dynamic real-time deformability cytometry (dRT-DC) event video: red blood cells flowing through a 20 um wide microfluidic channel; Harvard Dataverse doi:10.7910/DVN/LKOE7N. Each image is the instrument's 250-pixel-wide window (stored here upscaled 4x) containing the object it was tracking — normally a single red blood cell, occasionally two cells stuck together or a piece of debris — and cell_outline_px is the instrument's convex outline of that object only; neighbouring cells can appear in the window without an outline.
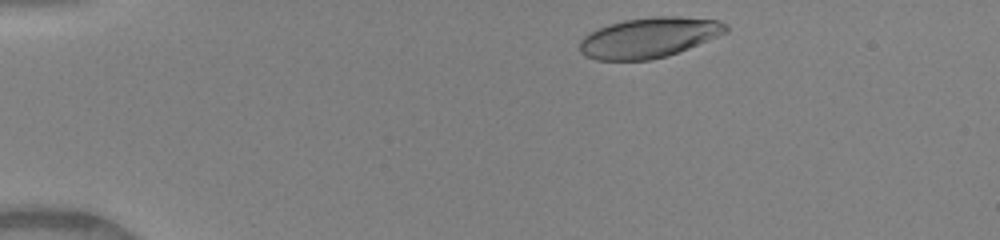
{"species": "human", "species_latin": "Homo sapiens", "temperature_condition": "warm", "stored_images_in_passage": 42, "camera_frame_rate_fps": 3000, "um_per_image_px": 0.085, "donor": {"sex": "female"}, "frame": {"image": 1, "passage_image": 2, "time_ms": 0.333, "image_size_px": [1000, 240], "cell_outline_px": [[728, 32], [668, 56], [652, 60], [596, 60], [584, 56], [580, 52], [580, 40], [584, 36], [608, 24], [624, 20], [656, 16], [676, 16], [720, 20], [728, 24]], "centroid_in_image_um": [55.18, 3.2], "position_along_channel_um": 29.8, "area_um2": 34.33}}
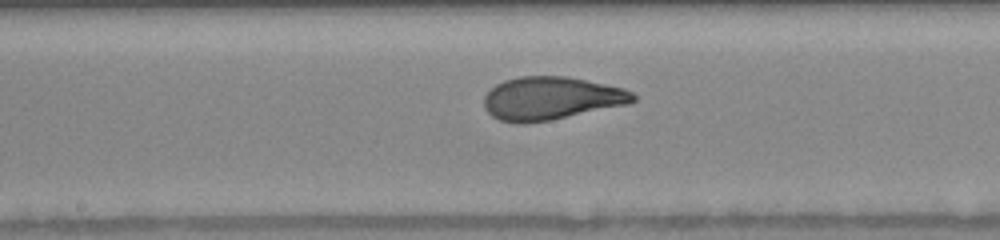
{"frame": {"image": 2, "passage_image": 20, "time_ms": 6.333, "image_size_px": [1000, 240], "cell_outline_px": [[636, 100], [628, 104], [528, 124], [516, 124], [500, 120], [492, 116], [484, 108], [484, 96], [496, 84], [504, 80], [520, 76], [564, 76], [624, 88], [632, 92], [636, 96]], "centroid_in_image_um": [46.81, 8.36], "position_along_channel_um": 201.4, "area_um2": 37.22}}
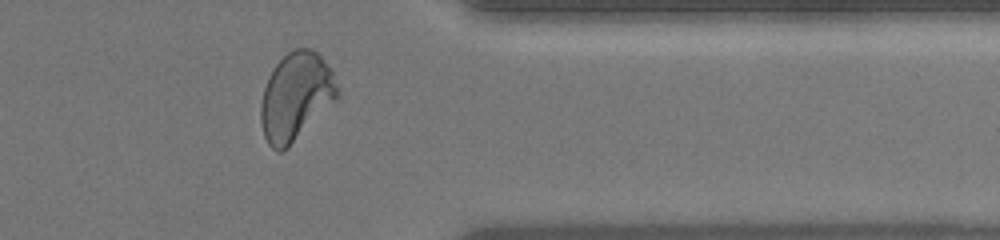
{"frame": {"image": 3, "passage_image": 34, "time_ms": 11.0, "image_size_px": [1000, 240], "cell_outline_px": [[340, 96], [288, 148], [280, 152], [276, 152], [268, 144], [264, 136], [260, 124], [260, 104], [264, 88], [268, 76], [272, 68], [292, 48], [312, 48], [320, 56], [332, 72], [340, 92]], "centroid_in_image_um": [25.13, 8.22], "position_along_channel_um": 386.3, "area_um2": 39.42}, "authors_computed_cell_mechanics": {"area_um2": 37.0209, "velocity_mm_per_s": 4.1049, "shape_relaxation_time_tau1_ms": 4.1743, "shape_relaxation_time_tau2_ms": 0.7788, "deformation_change_tau1": 0.2113, "deformation_change_tau2": 0.0674}}